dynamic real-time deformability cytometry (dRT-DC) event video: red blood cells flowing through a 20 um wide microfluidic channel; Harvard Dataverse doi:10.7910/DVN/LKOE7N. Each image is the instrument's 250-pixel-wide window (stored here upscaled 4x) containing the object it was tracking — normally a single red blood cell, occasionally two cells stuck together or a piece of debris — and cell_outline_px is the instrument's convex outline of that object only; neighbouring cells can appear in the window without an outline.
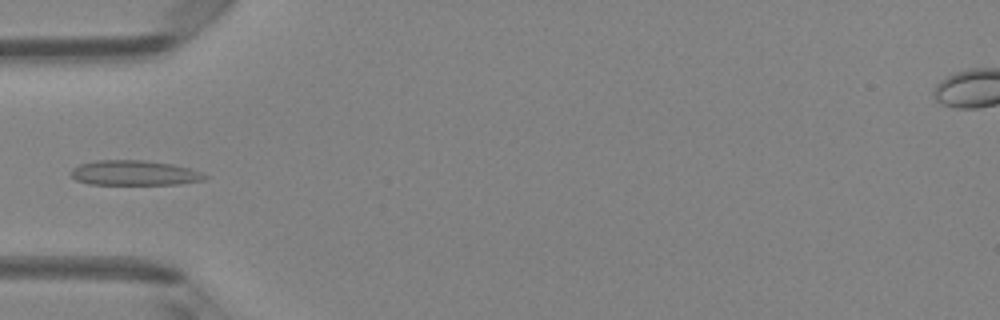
{"species": "Egyptian fruit bat (a non-hibernating species)", "species_latin": "Rousettus aegyptiacus", "temperature_condition": "room temperature", "stored_images_in_passage": 6, "camera_frame_rate_fps": 3000, "um_per_image_px": 0.085, "animal": {"sex": "female"}, "frame": {"image": 1, "passage_image": 5, "time_ms": 1.333, "image_size_px": [1000, 320], "cell_outline_px": [[208, 176], [204, 180], [176, 184], [88, 184], [76, 180], [68, 172], [72, 168], [80, 164], [96, 160], [144, 160], [172, 164], [188, 168], [200, 172]], "centroid_in_image_um": [11.37, 14.69], "position_along_channel_um": 73.6, "area_um2": 19.42}}
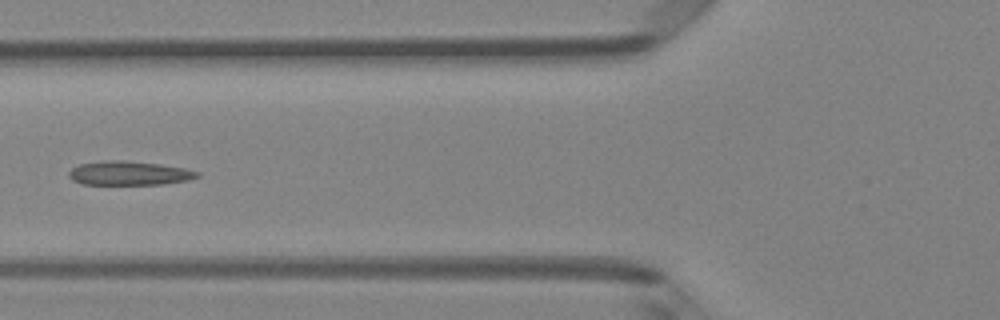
{"frame": {"image": 2, "passage_image": 6, "time_ms": 1.667, "image_size_px": [1000, 320], "cell_outline_px": [[200, 176], [188, 180], [164, 184], [84, 184], [72, 180], [68, 176], [68, 172], [72, 168], [80, 164], [100, 160], [124, 160], [160, 164], [184, 168], [200, 172]], "centroid_in_image_um": [10.97, 14.71], "position_along_channel_um": 114.8, "area_um2": 18.03}}